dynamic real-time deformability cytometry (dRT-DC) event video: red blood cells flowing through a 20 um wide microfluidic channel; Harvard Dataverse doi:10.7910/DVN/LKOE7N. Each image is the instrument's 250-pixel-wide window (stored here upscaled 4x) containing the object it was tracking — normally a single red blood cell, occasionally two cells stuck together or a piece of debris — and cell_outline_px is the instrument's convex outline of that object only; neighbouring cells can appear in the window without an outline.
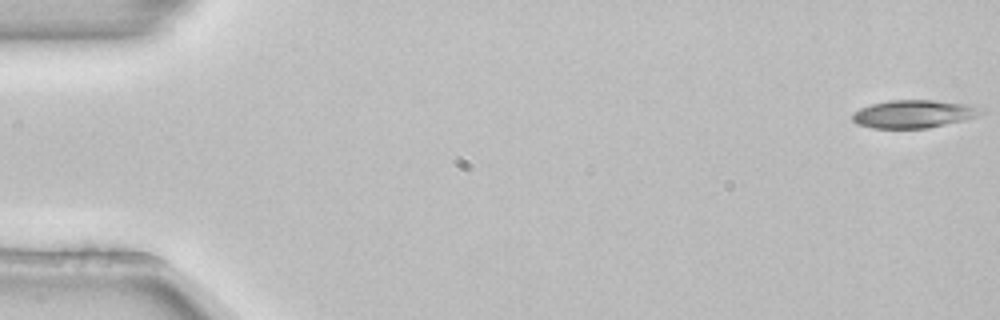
{"species": "common noctule bat (a hibernating species)", "species_latin": "Nyctalus noctula", "temperature_condition": "room temperature", "stored_images_in_passage": 5, "camera_frame_rate_fps": 3000, "um_per_image_px": 0.085, "animal": {"sex": "female", "body_mass_g": 22.7, "forearm_length_mm": 54.2}, "frame": {"image": 1, "passage_image": 1, "time_ms": 0.0, "image_size_px": [1000, 320], "cell_outline_px": [[984, 112], [976, 116], [964, 120], [928, 128], [872, 128], [856, 124], [852, 120], [852, 112], [872, 104], [888, 100], [932, 100], [968, 104], [984, 108]], "centroid_in_image_um": [77.66, 9.68], "position_along_channel_um": 7.3, "area_um2": 20.98}}
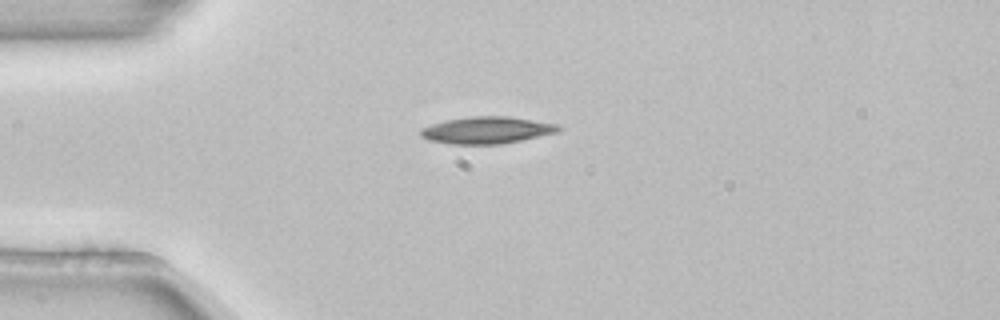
{"frame": {"image": 2, "passage_image": 4, "time_ms": 1.0, "image_size_px": [1000, 320], "cell_outline_px": [[564, 128], [560, 132], [500, 144], [452, 144], [428, 140], [420, 136], [420, 128], [432, 124], [448, 120], [468, 116], [508, 116], [560, 124]], "centroid_in_image_um": [41.42, 11.06], "position_along_channel_um": 43.6, "area_um2": 21.79}}